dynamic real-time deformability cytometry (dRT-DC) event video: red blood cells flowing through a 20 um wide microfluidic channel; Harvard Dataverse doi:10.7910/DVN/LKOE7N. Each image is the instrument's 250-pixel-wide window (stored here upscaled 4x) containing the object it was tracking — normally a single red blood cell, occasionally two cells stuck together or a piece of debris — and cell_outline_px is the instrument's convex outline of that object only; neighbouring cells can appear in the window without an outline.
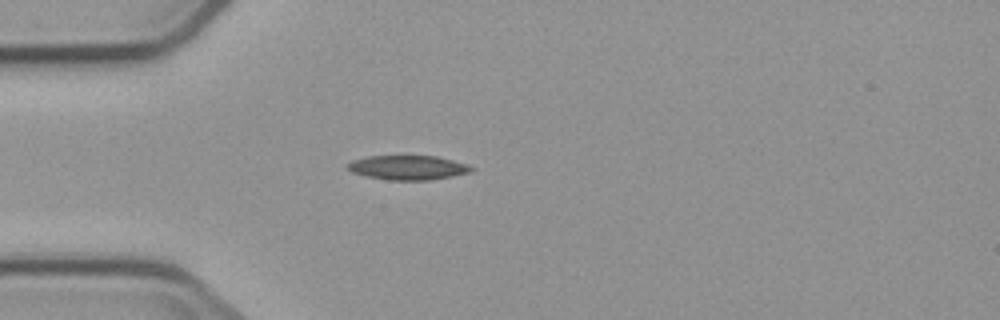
{"species": "common noctule bat (a hibernating species)", "species_latin": "Nyctalus noctula", "temperature_condition": "cold", "stored_images_in_passage": 4, "camera_frame_rate_fps": 3000, "um_per_image_px": 0.085, "animal": {"sex": "male", "body_mass_g": 23.1, "forearm_length_mm": 52.7}, "frame": {"image": 1, "passage_image": 4, "time_ms": 4.333, "image_size_px": [1000, 320], "cell_outline_px": [[476, 168], [472, 172], [452, 176], [428, 180], [388, 180], [368, 176], [352, 172], [348, 168], [348, 164], [352, 160], [368, 156], [436, 156], [468, 164]], "centroid_in_image_um": [34.72, 14.24], "position_along_channel_um": 50.3, "area_um2": 17.51}}